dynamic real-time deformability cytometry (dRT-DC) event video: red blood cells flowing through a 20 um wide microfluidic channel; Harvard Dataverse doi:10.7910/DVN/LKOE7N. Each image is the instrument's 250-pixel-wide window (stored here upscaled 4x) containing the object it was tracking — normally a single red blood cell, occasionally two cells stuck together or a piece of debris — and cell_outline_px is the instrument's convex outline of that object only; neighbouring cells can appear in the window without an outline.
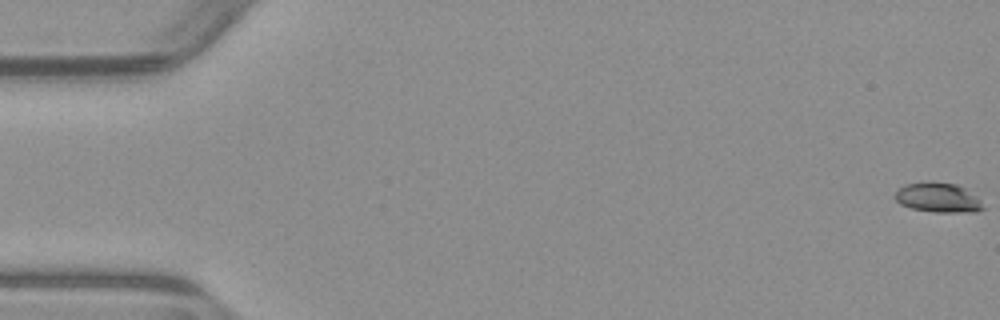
{"species": "common noctule bat (a hibernating species)", "species_latin": "Nyctalus noctula", "temperature_condition": "warm", "stored_images_in_passage": 54, "camera_frame_rate_fps": 3000, "um_per_image_px": 0.085, "animal": {"sex": "male", "body_mass_g": 23.1, "forearm_length_mm": 52.7}, "frame": {"image": 1, "passage_image": 1, "time_ms": 0.0, "image_size_px": [1000, 320], "cell_outline_px": [[984, 208], [976, 212], [936, 212], [912, 208], [900, 204], [896, 200], [896, 192], [904, 184], [928, 180], [956, 184], [964, 188], [976, 196], [980, 200]], "centroid_in_image_um": [79.73, 16.78], "position_along_channel_um": 5.3, "area_um2": 15.26}}
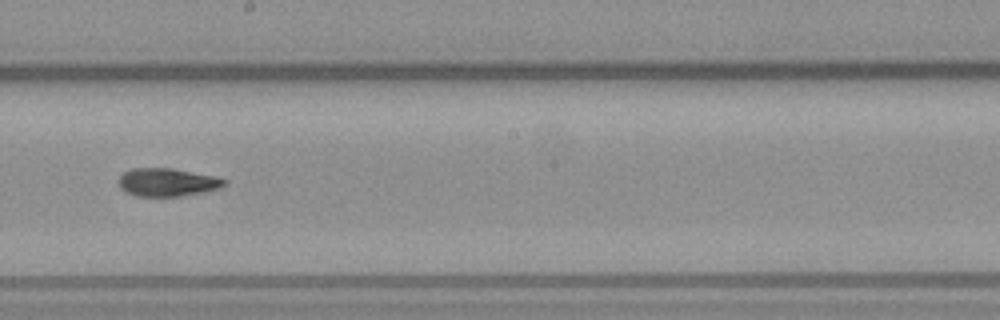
{"frame": {"image": 2, "passage_image": 31, "time_ms": 10.0, "image_size_px": [1000, 320], "cell_outline_px": [[228, 184], [220, 188], [180, 196], [136, 196], [124, 192], [120, 188], [120, 176], [124, 172], [132, 168], [172, 168], [216, 176], [228, 180]], "centroid_in_image_um": [14.24, 15.49], "position_along_channel_um": 234.0, "area_um2": 17.34}}
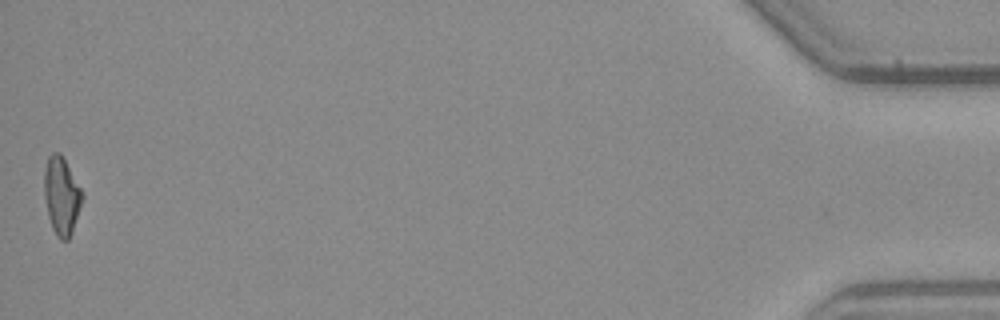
{"frame": {"image": 3, "passage_image": 54, "time_ms": 17.667, "image_size_px": [1000, 320], "cell_outline_px": [[84, 196], [72, 232], [68, 240], [60, 240], [56, 236], [52, 228], [48, 216], [44, 196], [44, 172], [48, 156], [52, 152], [60, 152], [80, 188]], "centroid_in_image_um": [5.21, 16.66], "position_along_channel_um": 430.0, "area_um2": 17.11}, "authors_computed_cell_mechanics": {"area_um2": 17.1377, "velocity_mm_per_s": 3.9164, "shape_relaxation_time_tau1_ms": 10.1873, "shape_relaxation_time_tau2_ms": 5.5009, "deformation_change_tau1": 0.2633, "deformation_change_tau2": 0.1209}}